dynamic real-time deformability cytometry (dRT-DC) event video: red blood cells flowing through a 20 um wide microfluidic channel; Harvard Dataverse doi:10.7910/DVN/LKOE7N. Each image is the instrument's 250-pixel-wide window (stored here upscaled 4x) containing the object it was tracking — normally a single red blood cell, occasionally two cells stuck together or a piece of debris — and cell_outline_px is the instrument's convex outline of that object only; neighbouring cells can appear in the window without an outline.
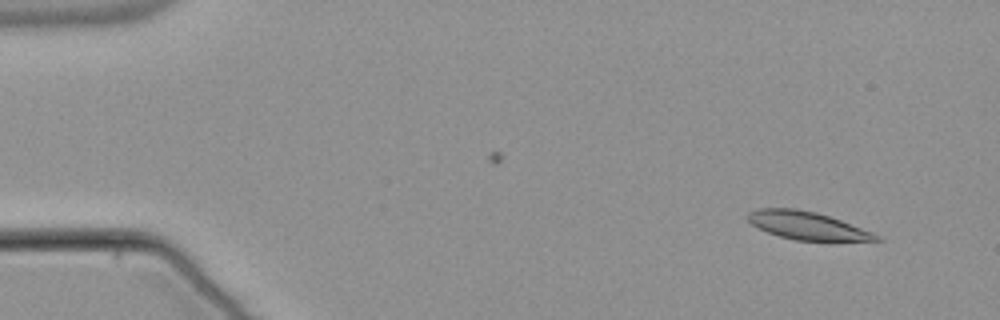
{"species": "common noctule bat (a hibernating species)", "species_latin": "Nyctalus noctula", "temperature_condition": "warm", "stored_images_in_passage": 38, "camera_frame_rate_fps": 3000, "um_per_image_px": 0.085, "animal": {"sex": "male", "body_mass_g": 21.5, "forearm_length_mm": 52.0}, "frame": {"image": 1, "passage_image": 4, "time_ms": 1.0, "image_size_px": [1000, 320], "cell_outline_px": [[884, 240], [796, 240], [780, 236], [768, 232], [752, 224], [744, 216], [748, 212], [760, 208], [796, 208], [816, 212], [840, 220], [872, 232], [880, 236]], "centroid_in_image_um": [68.56, 19.16], "position_along_channel_um": 16.4, "area_um2": 20.52}}
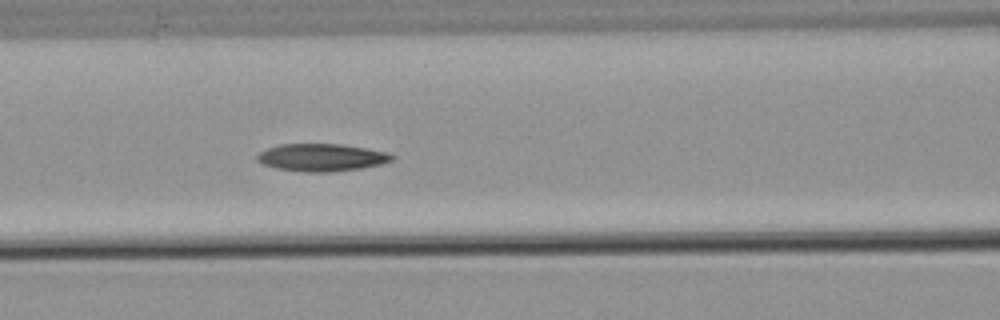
{"frame": {"image": 2, "passage_image": 23, "time_ms": 7.333, "image_size_px": [1000, 320], "cell_outline_px": [[396, 156], [392, 160], [380, 164], [360, 168], [332, 172], [304, 172], [276, 168], [264, 164], [256, 160], [256, 156], [260, 152], [268, 148], [280, 144], [340, 144], [388, 152]], "centroid_in_image_um": [27.33, 13.38], "position_along_channel_um": 139.3, "area_um2": 21.5}}
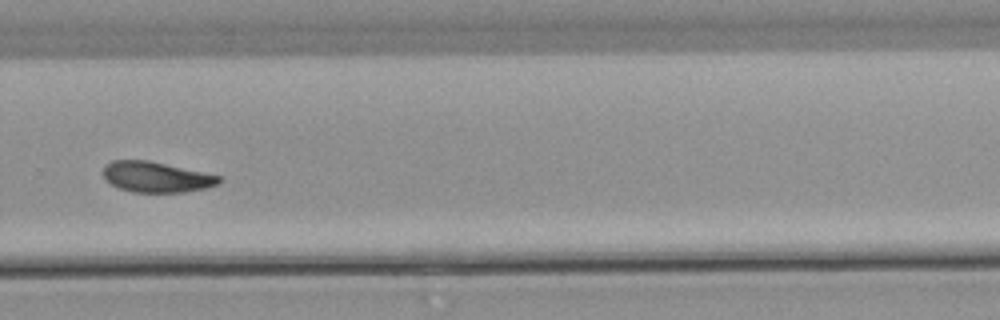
{"frame": {"image": 3, "passage_image": 37, "time_ms": 12.0, "image_size_px": [1000, 320], "cell_outline_px": [[220, 184], [208, 188], [184, 192], [132, 192], [116, 188], [104, 180], [104, 168], [112, 160], [148, 160], [220, 176]], "centroid_in_image_um": [13.26, 15.06], "position_along_channel_um": 316.5, "area_um2": 20.63}}